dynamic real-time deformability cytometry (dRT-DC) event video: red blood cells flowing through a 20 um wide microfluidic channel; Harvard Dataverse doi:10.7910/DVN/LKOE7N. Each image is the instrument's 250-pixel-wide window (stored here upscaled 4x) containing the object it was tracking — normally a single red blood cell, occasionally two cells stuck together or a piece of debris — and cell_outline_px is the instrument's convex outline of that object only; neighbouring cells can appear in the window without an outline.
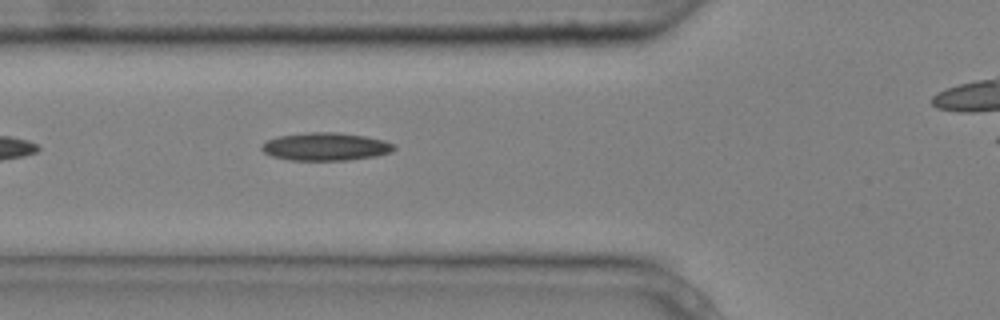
{"species": "common noctule bat (a hibernating species)", "species_latin": "Nyctalus noctula", "temperature_condition": "cold", "stored_images_in_passage": 6, "camera_frame_rate_fps": 3000, "um_per_image_px": 0.085, "animal": {"sex": "male", "body_mass_g": 20.4}, "frame": {"image": 1, "passage_image": 5, "time_ms": 1.333, "image_size_px": [1000, 320], "cell_outline_px": [[396, 148], [392, 152], [376, 156], [348, 160], [288, 160], [272, 156], [264, 152], [260, 148], [260, 144], [276, 136], [308, 132], [336, 132], [364, 136], [384, 140], [396, 144]], "centroid_in_image_um": [27.68, 12.46], "position_along_channel_um": 98.1, "area_um2": 21.73}}